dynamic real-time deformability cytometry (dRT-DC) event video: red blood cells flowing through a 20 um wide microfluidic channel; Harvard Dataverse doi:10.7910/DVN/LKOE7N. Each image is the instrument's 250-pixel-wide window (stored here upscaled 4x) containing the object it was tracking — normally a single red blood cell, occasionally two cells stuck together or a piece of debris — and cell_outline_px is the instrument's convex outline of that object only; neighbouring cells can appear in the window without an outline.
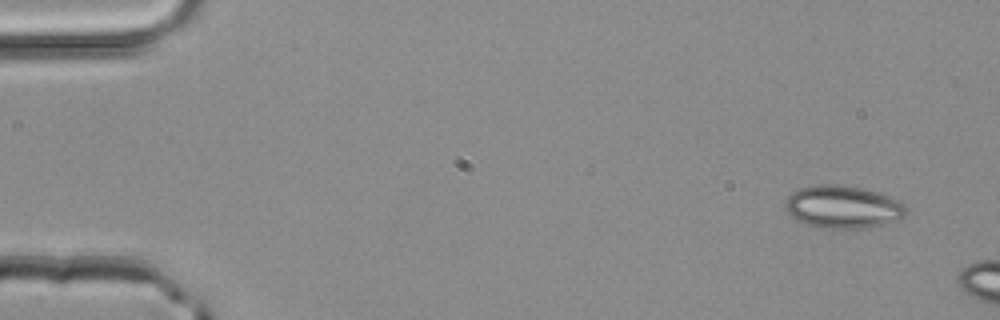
{"species": "common noctule bat (a hibernating species)", "species_latin": "Nyctalus noctula", "temperature_condition": "room temperature", "stored_images_in_passage": 6, "camera_frame_rate_fps": 3000, "um_per_image_px": 0.085, "animal": {"sex": "male", "body_mass_g": 20.4}, "frame": {"image": 1, "passage_image": 1, "time_ms": 0.0, "image_size_px": [1000, 320], "cell_outline_px": [[904, 216], [900, 220], [884, 224], [860, 228], [824, 228], [808, 224], [796, 220], [784, 208], [784, 204], [788, 196], [792, 192], [800, 188], [820, 184], [836, 184], [860, 188], [880, 192], [900, 200], [904, 204]], "centroid_in_image_um": [71.64, 17.58], "position_along_channel_um": 13.4, "area_um2": 30.0}}